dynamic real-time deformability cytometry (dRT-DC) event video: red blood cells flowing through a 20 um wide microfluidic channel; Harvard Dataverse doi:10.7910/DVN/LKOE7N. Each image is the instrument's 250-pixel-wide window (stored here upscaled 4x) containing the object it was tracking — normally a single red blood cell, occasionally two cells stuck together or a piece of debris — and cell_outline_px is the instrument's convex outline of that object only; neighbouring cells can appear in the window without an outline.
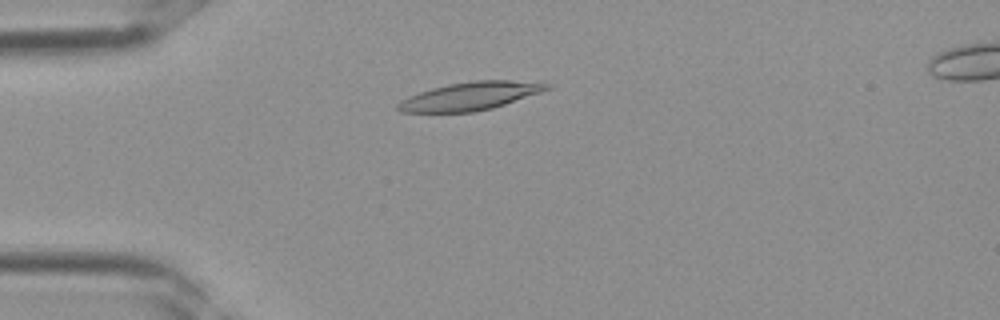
{"species": "Egyptian fruit bat (a non-hibernating species)", "species_latin": "Rousettus aegyptiacus", "temperature_condition": "room temperature", "stored_images_in_passage": 30, "camera_frame_rate_fps": 3000, "um_per_image_px": 0.085, "frame": {"image": 1, "passage_image": 9, "time_ms": 2.667, "image_size_px": [1000, 320], "cell_outline_px": [[552, 88], [492, 108], [472, 112], [400, 112], [396, 108], [396, 104], [400, 100], [408, 96], [432, 88], [448, 84], [476, 80], [512, 80], [552, 84]], "centroid_in_image_um": [39.93, 8.17], "position_along_channel_um": 45.1, "area_um2": 24.22}}
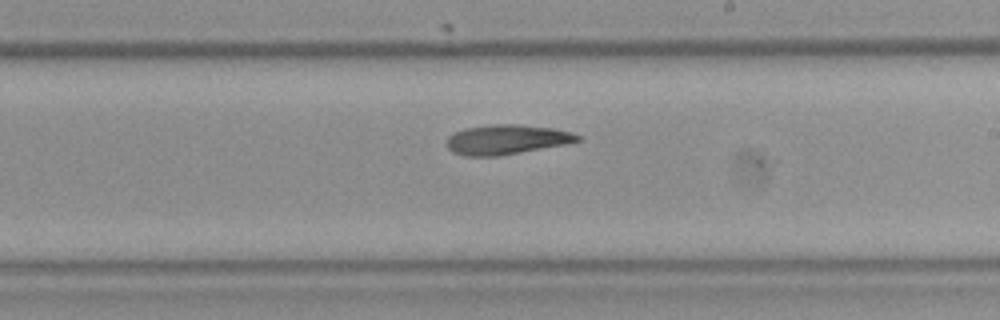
{"frame": {"image": 2, "passage_image": 21, "time_ms": 6.667, "image_size_px": [1000, 320], "cell_outline_px": [[580, 140], [568, 144], [500, 156], [464, 156], [452, 152], [448, 148], [448, 136], [464, 128], [492, 124], [516, 124], [556, 128], [572, 132], [580, 136]], "centroid_in_image_um": [43.09, 11.86], "position_along_channel_um": 245.9, "area_um2": 22.83}}
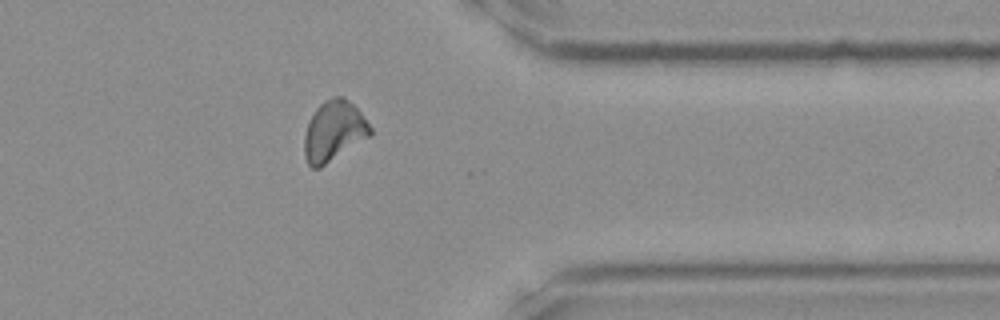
{"frame": {"image": 3, "passage_image": 29, "time_ms": 9.333, "image_size_px": [1000, 320], "cell_outline_px": [[372, 136], [320, 168], [312, 168], [308, 164], [304, 156], [304, 136], [308, 120], [316, 108], [324, 100], [332, 96], [344, 96], [360, 112], [372, 128]], "centroid_in_image_um": [28.37, 11.15], "position_along_channel_um": 383.0, "area_um2": 23.52}}